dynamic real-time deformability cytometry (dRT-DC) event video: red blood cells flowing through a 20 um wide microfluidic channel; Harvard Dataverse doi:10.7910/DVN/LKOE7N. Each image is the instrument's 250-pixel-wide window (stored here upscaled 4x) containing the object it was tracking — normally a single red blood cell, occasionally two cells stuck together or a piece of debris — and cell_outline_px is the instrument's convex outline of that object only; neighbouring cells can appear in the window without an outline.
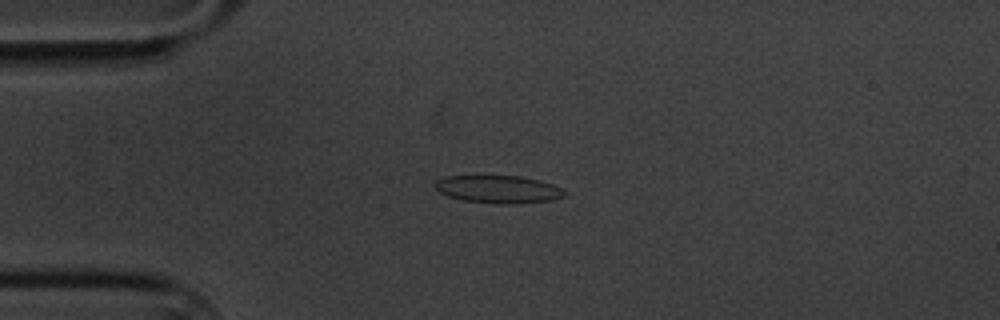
{"species": "common noctule bat (a hibernating species)", "species_latin": "Nyctalus noctula", "temperature_condition": "cold", "stored_images_in_passage": 58, "camera_frame_rate_fps": 3000, "um_per_image_px": 0.085, "animal": {"sex": "male", "body_mass_g": 20.1, "forearm_length_mm": 53.5}, "frame": {"image": 1, "passage_image": 13, "time_ms": 4.0, "image_size_px": [1000, 320], "cell_outline_px": [[568, 192], [564, 196], [552, 200], [516, 204], [496, 204], [464, 200], [448, 196], [440, 192], [436, 188], [436, 180], [444, 176], [520, 176], [540, 180], [552, 184]], "centroid_in_image_um": [42.39, 16.09], "position_along_channel_um": 42.6, "area_um2": 20.92}}
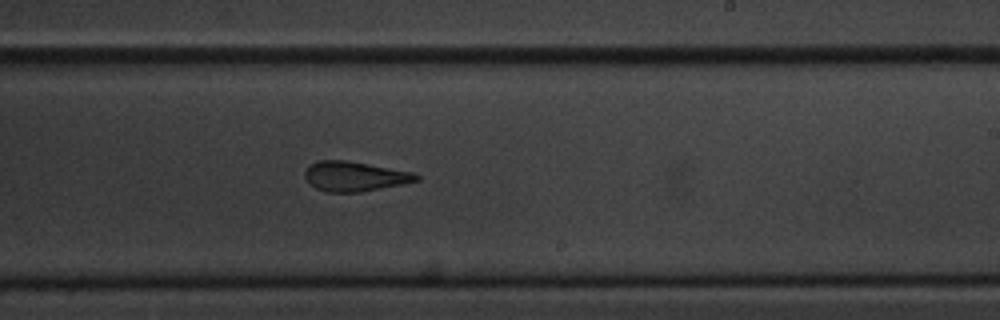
{"frame": {"image": 2, "passage_image": 34, "time_ms": 11.0, "image_size_px": [1000, 320], "cell_outline_px": [[420, 180], [360, 192], [328, 192], [316, 188], [304, 176], [304, 172], [312, 164], [320, 160], [344, 160], [368, 164], [412, 172], [420, 176]], "centroid_in_image_um": [30.15, 14.99], "position_along_channel_um": 258.9, "area_um2": 18.9}}
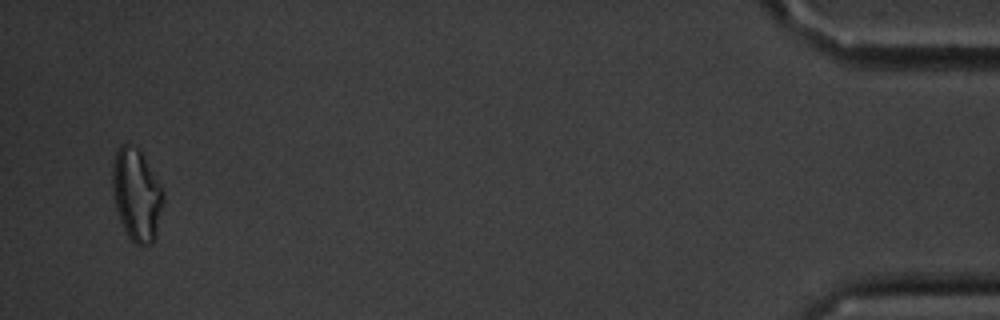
{"frame": {"image": 3, "passage_image": 56, "time_ms": 18.333, "image_size_px": [1000, 320], "cell_outline_px": [[164, 200], [156, 240], [152, 244], [136, 244], [128, 236], [120, 220], [116, 208], [112, 188], [112, 164], [116, 152], [120, 144], [128, 144], [140, 148], [160, 184], [164, 192]], "centroid_in_image_um": [11.63, 16.54], "position_along_channel_um": 423.6, "area_um2": 27.63}, "authors_computed_cell_mechanics": {"area_um2": 20.8369, "velocity_mm_per_s": 3.3675, "shape_relaxation_time_tau1_ms": 5.3493, "shape_relaxation_time_tau2_ms": 2.2892, "deformation_change_tau1": 0.1449, "deformation_change_tau2": 0.0917}}